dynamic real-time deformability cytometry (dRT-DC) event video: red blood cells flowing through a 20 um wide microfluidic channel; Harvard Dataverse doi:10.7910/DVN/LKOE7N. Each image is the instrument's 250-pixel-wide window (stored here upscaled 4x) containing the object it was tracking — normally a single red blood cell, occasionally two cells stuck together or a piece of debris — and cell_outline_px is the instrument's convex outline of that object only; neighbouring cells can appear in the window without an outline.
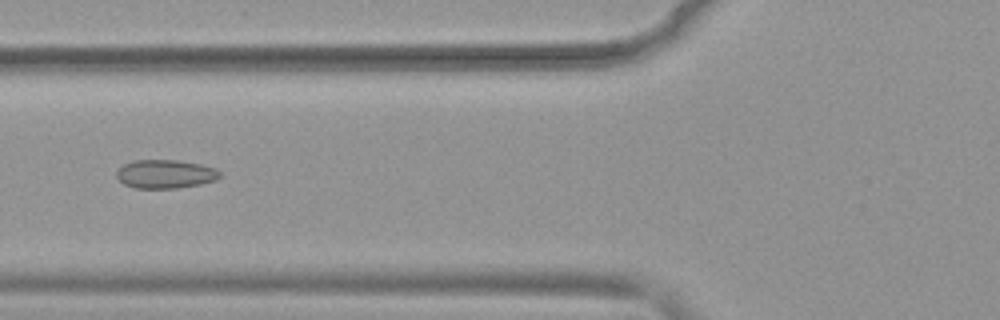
{"species": "common noctule bat (a hibernating species)", "species_latin": "Nyctalus noctula", "temperature_condition": "warm", "stored_images_in_passage": 51, "camera_frame_rate_fps": 3000, "um_per_image_px": 0.085, "animal": {"sex": "female", "body_mass_g": 19.9}, "frame": {"image": 1, "passage_image": 20, "time_ms": 6.333, "image_size_px": [1000, 320], "cell_outline_px": [[220, 176], [216, 180], [200, 184], [176, 188], [136, 188], [124, 184], [116, 176], [116, 172], [124, 164], [132, 160], [176, 160], [200, 164], [216, 168], [220, 172]], "centroid_in_image_um": [14.05, 14.79], "position_along_channel_um": 111.7, "area_um2": 17.17}}
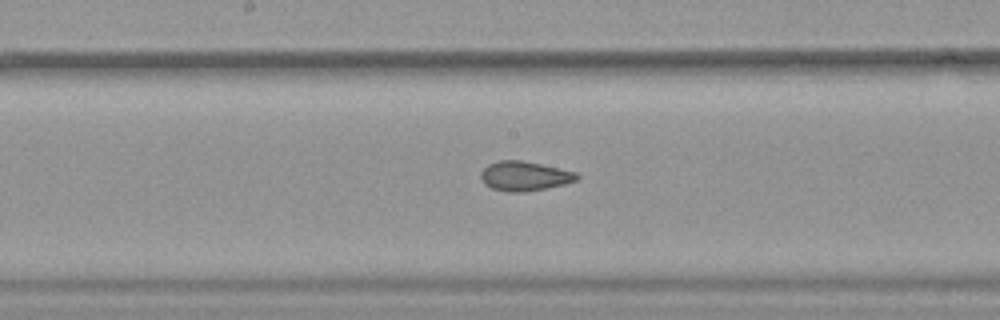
{"frame": {"image": 2, "passage_image": 27, "time_ms": 8.667, "image_size_px": [1000, 320], "cell_outline_px": [[580, 176], [576, 180], [564, 184], [524, 192], [508, 192], [492, 188], [484, 184], [480, 176], [480, 172], [488, 164], [500, 160], [520, 160], [540, 164], [576, 172]], "centroid_in_image_um": [44.55, 14.96], "position_along_channel_um": 203.6, "area_um2": 16.36}}
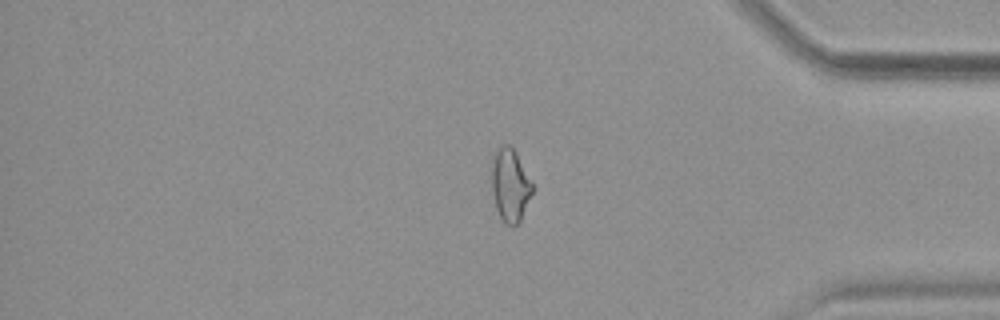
{"frame": {"image": 3, "passage_image": 43, "time_ms": 14.0, "image_size_px": [1000, 320], "cell_outline_px": [[532, 192], [520, 220], [512, 228], [504, 224], [496, 208], [492, 192], [488, 168], [492, 152], [504, 144], [508, 144], [516, 152], [532, 184]], "centroid_in_image_um": [43.27, 15.69], "position_along_channel_um": 391.9, "area_um2": 17.74}, "authors_computed_cell_mechanics": {"area_um2": 17.8024, "velocity_mm_per_s": 3.9405, "shape_relaxation_time_tau1_ms": null, "shape_relaxation_time_tau2_ms": 1.7914, "deformation_change_tau1": null, "deformation_change_tau2": 0.0693}}